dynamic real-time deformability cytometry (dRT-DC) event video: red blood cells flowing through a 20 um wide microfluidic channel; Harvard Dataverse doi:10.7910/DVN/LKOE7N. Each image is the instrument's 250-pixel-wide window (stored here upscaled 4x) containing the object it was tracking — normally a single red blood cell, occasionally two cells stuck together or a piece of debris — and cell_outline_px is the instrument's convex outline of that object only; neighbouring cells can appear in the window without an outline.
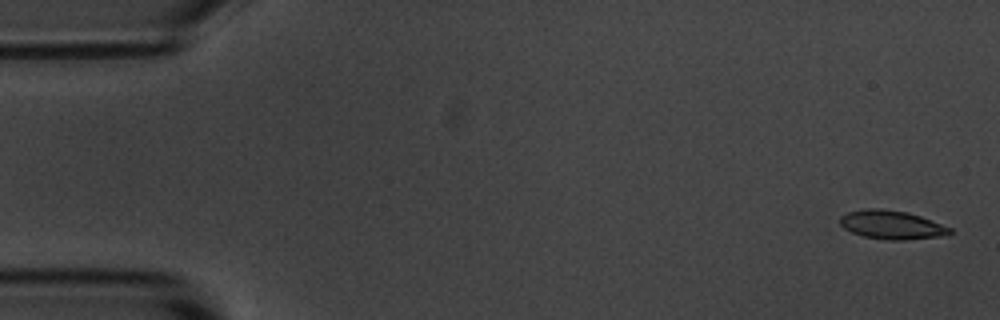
{"species": "common noctule bat (a hibernating species)", "species_latin": "Nyctalus noctula", "temperature_condition": "room temperature", "stored_images_in_passage": 5, "camera_frame_rate_fps": 3000, "um_per_image_px": 0.085, "animal": {"sex": "male", "body_mass_g": 20.1, "forearm_length_mm": 53.5}, "frame": {"image": 1, "passage_image": 1, "time_ms": 0.0, "image_size_px": [1000, 320], "cell_outline_px": [[952, 232], [940, 236], [904, 240], [888, 240], [864, 236], [852, 232], [844, 228], [840, 224], [840, 216], [848, 212], [864, 208], [884, 208], [908, 212], [920, 216], [952, 228]], "centroid_in_image_um": [75.77, 19.09], "position_along_channel_um": 9.2, "area_um2": 18.32}}